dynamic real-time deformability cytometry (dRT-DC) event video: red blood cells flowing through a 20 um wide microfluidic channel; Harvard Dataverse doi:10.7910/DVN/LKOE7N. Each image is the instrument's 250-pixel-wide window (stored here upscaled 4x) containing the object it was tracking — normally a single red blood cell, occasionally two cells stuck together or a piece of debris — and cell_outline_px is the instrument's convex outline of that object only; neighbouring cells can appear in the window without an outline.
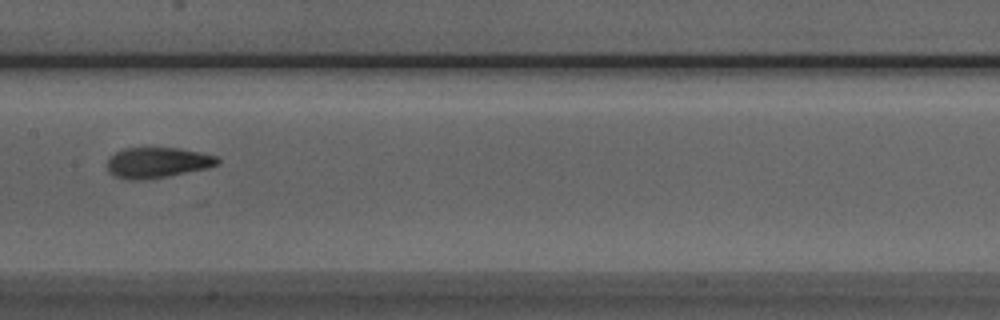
{"species": "Egyptian fruit bat (a non-hibernating species)", "species_latin": "Rousettus aegyptiacus", "temperature_condition": "room temperature", "stored_images_in_passage": 7, "camera_frame_rate_fps": 3000, "um_per_image_px": 0.085, "animal": {"sex": "male"}, "frame": {"image": 1, "passage_image": 7, "time_ms": 8.0, "image_size_px": [1000, 320], "cell_outline_px": [[220, 164], [208, 168], [168, 176], [144, 180], [128, 180], [112, 176], [108, 172], [108, 156], [124, 148], [180, 148], [220, 156]], "centroid_in_image_um": [13.39, 13.83], "position_along_channel_um": 194.0, "area_um2": 20.0}}